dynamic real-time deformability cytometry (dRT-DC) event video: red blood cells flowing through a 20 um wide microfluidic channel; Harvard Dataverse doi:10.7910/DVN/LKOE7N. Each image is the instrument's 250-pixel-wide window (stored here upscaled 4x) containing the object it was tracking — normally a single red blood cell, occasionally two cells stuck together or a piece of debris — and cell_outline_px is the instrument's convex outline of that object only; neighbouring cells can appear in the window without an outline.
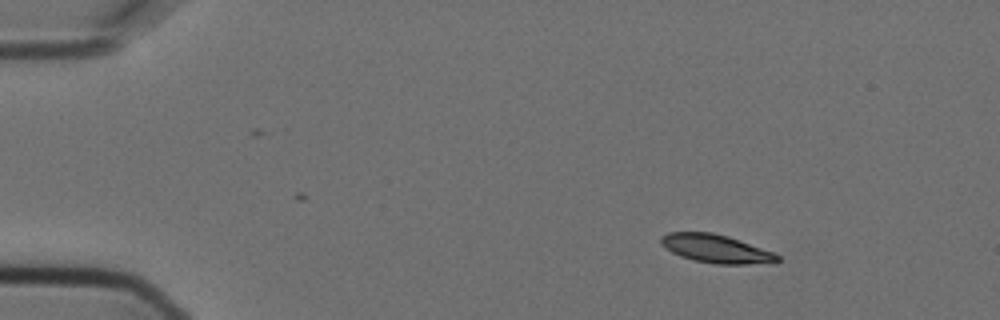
{"species": "Egyptian fruit bat (a non-hibernating species)", "species_latin": "Rousettus aegyptiacus", "temperature_condition": "cold", "stored_images_in_passage": 4, "camera_frame_rate_fps": 3000, "um_per_image_px": 0.085, "animal": {"sex": "female"}, "frame": {"image": 1, "passage_image": 1, "time_ms": 0.0, "image_size_px": [1000, 320], "cell_outline_px": [[780, 260], [744, 264], [716, 264], [692, 260], [680, 256], [672, 252], [660, 244], [660, 236], [668, 232], [712, 232], [728, 236], [776, 252], [780, 256]], "centroid_in_image_um": [60.82, 21.12], "position_along_channel_um": 24.2, "area_um2": 19.25}}
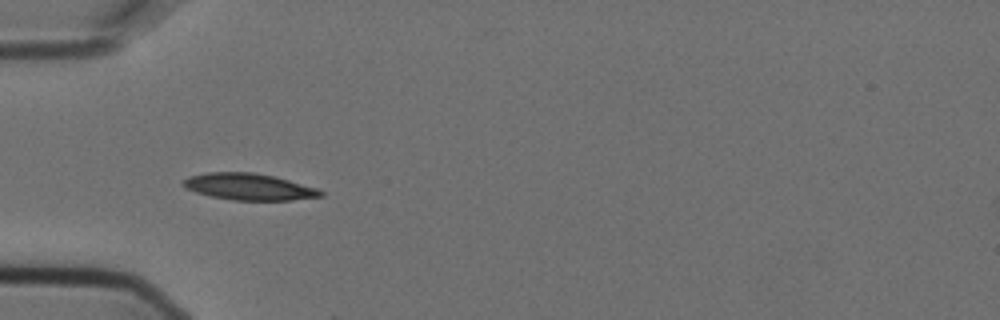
{"frame": {"image": 2, "passage_image": 3, "time_ms": 0.667, "image_size_px": [1000, 320], "cell_outline_px": [[324, 196], [292, 200], [232, 200], [212, 196], [196, 192], [184, 188], [180, 184], [180, 180], [188, 176], [208, 172], [252, 172], [272, 176], [288, 180], [316, 188], [324, 192]], "centroid_in_image_um": [21.09, 15.87], "position_along_channel_um": 63.9, "area_um2": 21.33}}
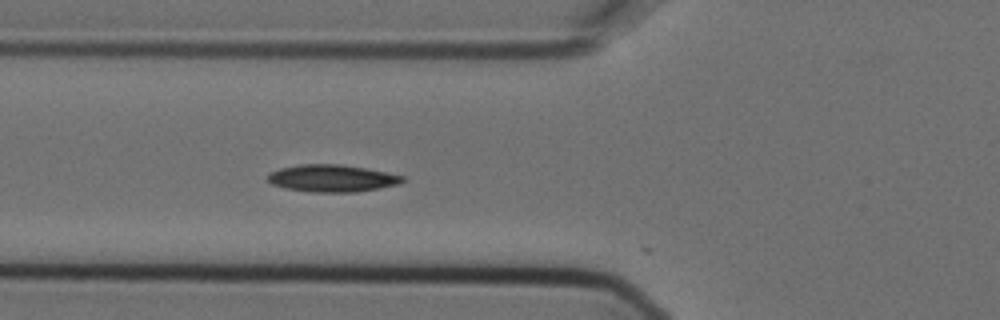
{"frame": {"image": 3, "passage_image": 4, "time_ms": 1.0, "image_size_px": [1000, 320], "cell_outline_px": [[408, 180], [400, 184], [380, 188], [356, 192], [312, 192], [284, 188], [272, 184], [268, 180], [268, 172], [280, 168], [300, 164], [340, 164], [368, 168], [404, 176]], "centroid_in_image_um": [28.26, 15.15], "position_along_channel_um": 97.5, "area_um2": 21.62}}